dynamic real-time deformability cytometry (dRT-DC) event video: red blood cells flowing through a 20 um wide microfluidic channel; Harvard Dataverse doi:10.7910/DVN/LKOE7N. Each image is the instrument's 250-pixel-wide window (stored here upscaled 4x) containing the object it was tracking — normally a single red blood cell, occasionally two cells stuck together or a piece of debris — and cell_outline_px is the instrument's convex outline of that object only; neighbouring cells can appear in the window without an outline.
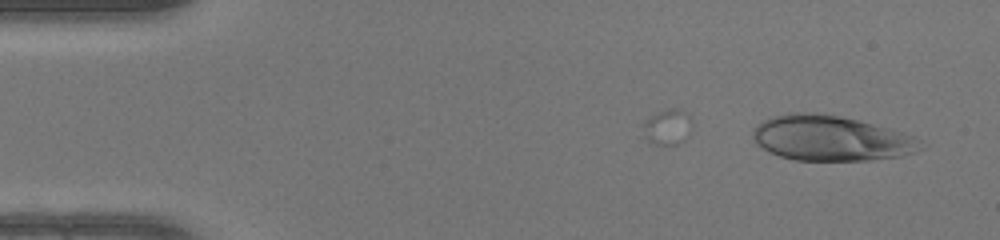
{"species": "human", "species_latin": "Homo sapiens", "temperature_condition": "warm", "stored_images_in_passage": 44, "camera_frame_rate_fps": 3000, "um_per_image_px": 0.085, "donor": {"sex": "female"}, "frame": {"image": 1, "passage_image": 2, "time_ms": 0.333, "image_size_px": [1000, 240], "cell_outline_px": [[924, 148], [900, 156], [872, 160], [796, 160], [780, 156], [768, 152], [756, 144], [752, 136], [752, 132], [756, 124], [772, 116], [788, 112], [812, 112], [840, 116], [904, 132], [916, 136], [920, 140]], "centroid_in_image_um": [70.6, 11.74], "position_along_channel_um": 14.4, "area_um2": 44.33}}
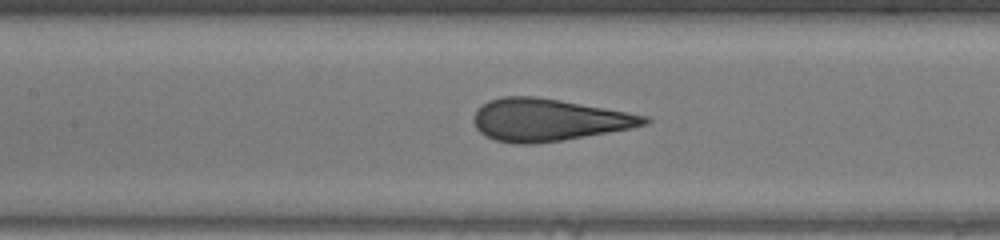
{"frame": {"image": 2, "passage_image": 21, "time_ms": 6.667, "image_size_px": [1000, 240], "cell_outline_px": [[652, 120], [648, 124], [632, 128], [564, 140], [536, 144], [516, 144], [496, 140], [480, 132], [476, 128], [472, 120], [472, 116], [476, 108], [488, 100], [504, 96], [536, 96], [560, 100], [648, 116]], "centroid_in_image_um": [46.58, 10.19], "position_along_channel_um": 160.8, "area_um2": 42.19}}
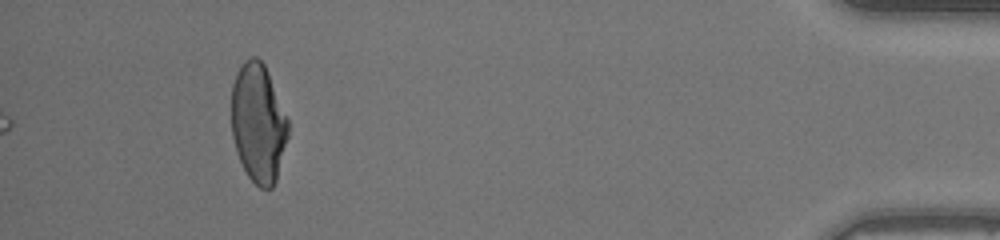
{"frame": {"image": 3, "passage_image": 44, "time_ms": 14.333, "image_size_px": [1000, 240], "cell_outline_px": [[288, 136], [276, 180], [272, 188], [260, 188], [248, 176], [236, 152], [232, 136], [232, 84], [236, 72], [244, 60], [252, 56], [256, 56], [264, 64], [268, 72], [288, 120]], "centroid_in_image_um": [21.94, 10.44], "position_along_channel_um": 413.3, "area_um2": 39.13}, "authors_computed_cell_mechanics": {"area_um2": 41.7316, "velocity_mm_per_s": 4.1952, "shape_relaxation_time_tau1_ms": 9.1732, "shape_relaxation_time_tau2_ms": null, "deformation_change_tau1": 0.3216, "deformation_change_tau2": null}}